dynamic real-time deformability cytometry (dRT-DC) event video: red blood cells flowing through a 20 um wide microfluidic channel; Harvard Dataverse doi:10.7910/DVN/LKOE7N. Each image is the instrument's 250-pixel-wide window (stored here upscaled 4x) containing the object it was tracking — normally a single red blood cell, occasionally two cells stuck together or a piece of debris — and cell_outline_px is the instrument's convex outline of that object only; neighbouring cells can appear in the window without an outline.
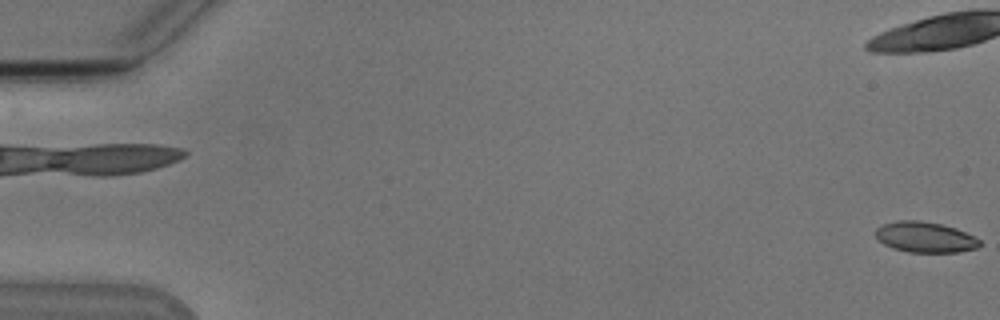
{"species": "Egyptian fruit bat (a non-hibernating species)", "species_latin": "Rousettus aegyptiacus", "temperature_condition": "cold", "stored_images_in_passage": 21, "camera_frame_rate_fps": 3000, "um_per_image_px": 0.085, "animal": {"sex": "male"}, "frame": {"image": 1, "passage_image": 1, "time_ms": 0.0, "image_size_px": [1000, 320], "cell_outline_px": [[980, 244], [976, 248], [960, 252], [908, 252], [892, 248], [884, 244], [876, 236], [876, 228], [884, 224], [896, 220], [920, 220], [940, 224], [956, 228], [980, 240]], "centroid_in_image_um": [78.62, 20.16], "position_along_channel_um": 6.4, "area_um2": 18.44}}